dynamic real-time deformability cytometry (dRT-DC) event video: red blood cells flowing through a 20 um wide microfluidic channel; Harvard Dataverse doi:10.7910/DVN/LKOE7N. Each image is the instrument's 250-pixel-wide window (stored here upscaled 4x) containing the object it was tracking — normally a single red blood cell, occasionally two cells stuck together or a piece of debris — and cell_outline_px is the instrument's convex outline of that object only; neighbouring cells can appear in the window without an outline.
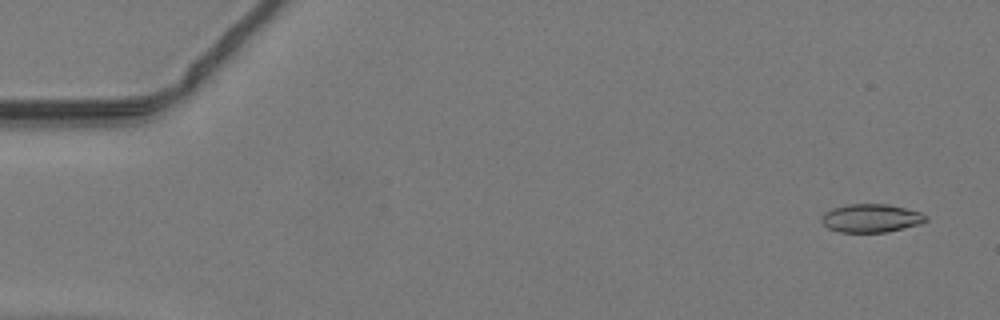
{"species": "common noctule bat (a hibernating species)", "species_latin": "Nyctalus noctula", "temperature_condition": "warm", "stored_images_in_passage": 48, "camera_frame_rate_fps": 3000, "um_per_image_px": 0.085, "animal": {"sex": "male", "body_mass_g": 19.2, "forearm_length_mm": 51.8}, "frame": {"image": 1, "passage_image": 3, "time_ms": 0.667, "image_size_px": [1000, 320], "cell_outline_px": [[928, 220], [920, 224], [884, 232], [840, 232], [828, 228], [820, 220], [820, 216], [824, 212], [832, 208], [844, 204], [888, 204], [920, 212], [928, 216]], "centroid_in_image_um": [74.01, 18.53], "position_along_channel_um": 11.0, "area_um2": 17.28}}
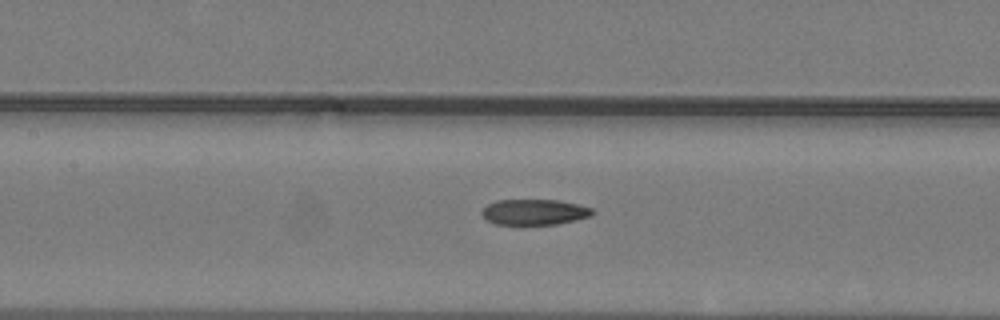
{"frame": {"image": 2, "passage_image": 23, "time_ms": 7.333, "image_size_px": [1000, 320], "cell_outline_px": [[596, 212], [592, 216], [576, 220], [556, 224], [496, 224], [484, 220], [480, 212], [488, 204], [496, 200], [560, 200], [580, 204], [592, 208]], "centroid_in_image_um": [45.44, 18.02], "position_along_channel_um": 162.0, "area_um2": 16.76}}
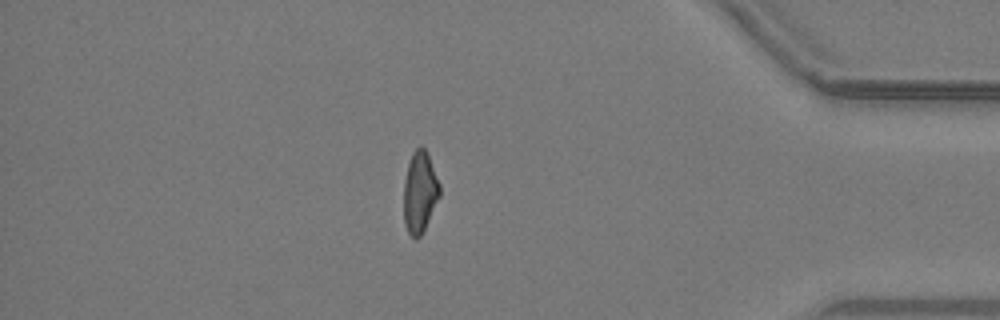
{"frame": {"image": 3, "passage_image": 42, "time_ms": 13.667, "image_size_px": [1000, 320], "cell_outline_px": [[440, 196], [420, 236], [416, 240], [408, 232], [404, 224], [404, 180], [408, 164], [412, 152], [420, 144], [424, 148], [428, 156], [440, 184]], "centroid_in_image_um": [35.67, 16.32], "position_along_channel_um": 399.5, "area_um2": 16.88}}